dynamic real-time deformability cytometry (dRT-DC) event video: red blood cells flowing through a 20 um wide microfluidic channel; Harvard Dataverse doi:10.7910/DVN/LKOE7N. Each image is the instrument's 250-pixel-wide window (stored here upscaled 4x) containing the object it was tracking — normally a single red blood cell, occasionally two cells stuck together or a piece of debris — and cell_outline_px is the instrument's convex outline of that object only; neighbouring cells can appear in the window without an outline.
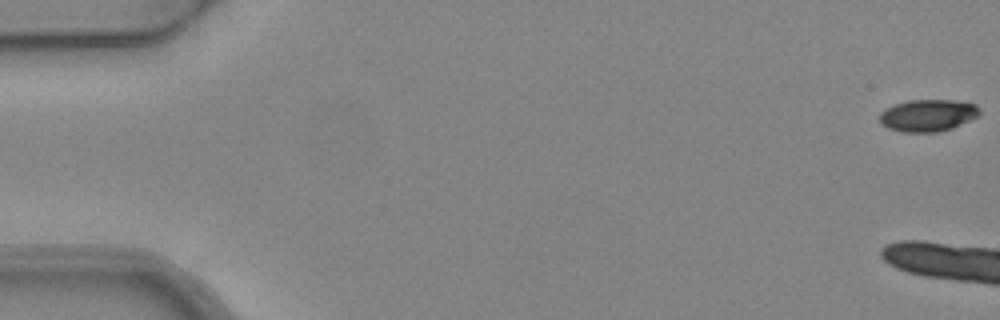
{"species": "common noctule bat (a hibernating species)", "species_latin": "Nyctalus noctula", "temperature_condition": "warm", "stored_images_in_passage": 6, "camera_frame_rate_fps": 3000, "um_per_image_px": 0.085, "animal": {"sex": "female", "body_mass_g": 24.6, "forearm_length_mm": 56.2}, "frame": {"image": 1, "passage_image": 1, "time_ms": 0.0, "image_size_px": [1000, 320], "cell_outline_px": [[980, 112], [976, 116], [952, 128], [936, 132], [900, 132], [888, 128], [880, 124], [880, 112], [884, 108], [908, 100], [956, 100], [976, 104], [980, 108]], "centroid_in_image_um": [78.83, 9.8], "position_along_channel_um": 6.2, "area_um2": 18.67}}